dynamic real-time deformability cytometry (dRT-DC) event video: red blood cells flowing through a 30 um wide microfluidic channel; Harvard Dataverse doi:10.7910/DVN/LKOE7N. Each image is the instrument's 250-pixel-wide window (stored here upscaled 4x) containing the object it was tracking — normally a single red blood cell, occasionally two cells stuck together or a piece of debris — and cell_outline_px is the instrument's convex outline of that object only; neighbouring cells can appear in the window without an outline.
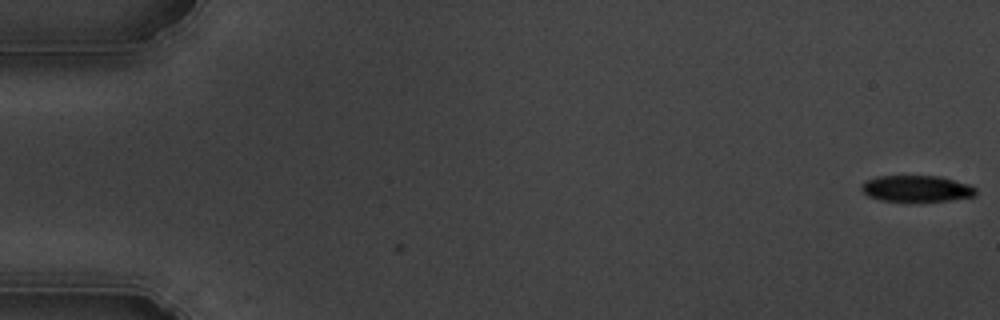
{"species": "common noctule bat (a hibernating species)", "species_latin": "Nyctalus noctula", "temperature_condition": "cold", "stored_images_in_passage": 3, "camera_frame_rate_fps": 3000, "um_per_image_px": 0.085, "animal": {"sex": "male", "body_mass_g": 19.5, "forearm_length_mm": 54.6}, "frame": {"image": 1, "passage_image": 3, "time_ms": 0.667, "image_size_px": [1000, 320], "cell_outline_px": [[976, 196], [948, 200], [880, 200], [868, 196], [860, 188], [860, 184], [876, 176], [940, 176], [968, 184], [976, 188]], "centroid_in_image_um": [77.9, 16.01], "position_along_channel_um": 7.1, "area_um2": 17.22}}